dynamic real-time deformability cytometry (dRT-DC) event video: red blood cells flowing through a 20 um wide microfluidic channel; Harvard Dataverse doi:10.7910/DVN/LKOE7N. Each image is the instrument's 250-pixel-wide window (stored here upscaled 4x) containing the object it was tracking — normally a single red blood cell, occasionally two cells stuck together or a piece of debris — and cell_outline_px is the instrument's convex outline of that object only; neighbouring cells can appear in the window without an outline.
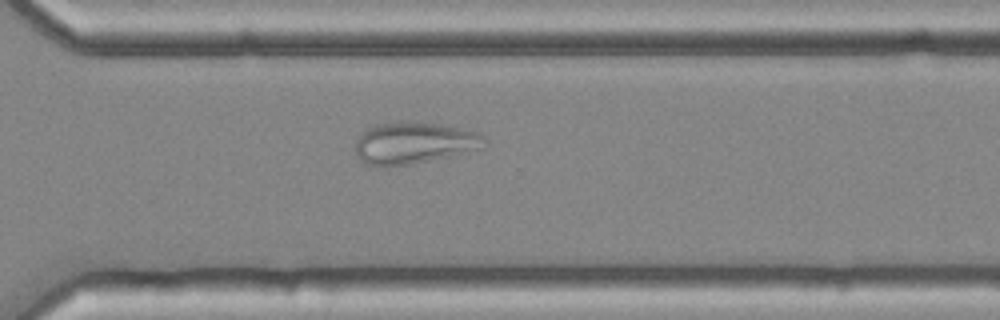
{"species": "common noctule bat (a hibernating species)", "species_latin": "Nyctalus noctula", "temperature_condition": "cold", "stored_images_in_passage": 36, "camera_frame_rate_fps": 3000, "um_per_image_px": 0.085, "animal": {"sex": "female", "body_mass_g": 25.1}, "frame": {"image": 1, "passage_image": 26, "time_ms": 8.333, "image_size_px": [1000, 320], "cell_outline_px": [[488, 140], [484, 148], [448, 156], [388, 168], [384, 168], [364, 164], [360, 160], [356, 152], [356, 140], [368, 128], [376, 124], [400, 120], [408, 120], [436, 124], [480, 132]], "centroid_in_image_um": [35.18, 12.15], "position_along_channel_um": 335.4, "area_um2": 31.73}}